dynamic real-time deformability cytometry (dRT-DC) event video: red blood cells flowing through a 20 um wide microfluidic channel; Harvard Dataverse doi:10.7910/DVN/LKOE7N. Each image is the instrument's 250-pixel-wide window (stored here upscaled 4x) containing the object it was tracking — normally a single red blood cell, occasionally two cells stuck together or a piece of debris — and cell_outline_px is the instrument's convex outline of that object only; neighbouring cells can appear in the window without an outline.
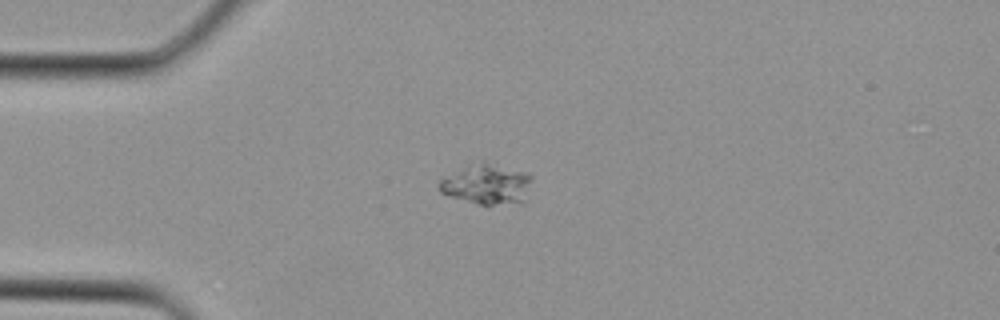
{"species": "Egyptian fruit bat (a non-hibernating species)", "species_latin": "Rousettus aegyptiacus", "temperature_condition": "cold", "stored_images_in_passage": 1, "camera_frame_rate_fps": 3000, "um_per_image_px": 0.085, "animal": {"sex": "female"}, "frame": {"image": 1, "passage_image": 1, "time_ms": 0.0, "image_size_px": [1000, 320], "cell_outline_px": [[532, 180], [524, 204], [480, 204], [452, 196], [440, 192], [440, 180], [464, 168], [480, 164], [484, 164], [528, 172], [532, 176]], "centroid_in_image_um": [41.49, 15.72], "position_along_channel_um": 43.5, "area_um2": 20.69}}